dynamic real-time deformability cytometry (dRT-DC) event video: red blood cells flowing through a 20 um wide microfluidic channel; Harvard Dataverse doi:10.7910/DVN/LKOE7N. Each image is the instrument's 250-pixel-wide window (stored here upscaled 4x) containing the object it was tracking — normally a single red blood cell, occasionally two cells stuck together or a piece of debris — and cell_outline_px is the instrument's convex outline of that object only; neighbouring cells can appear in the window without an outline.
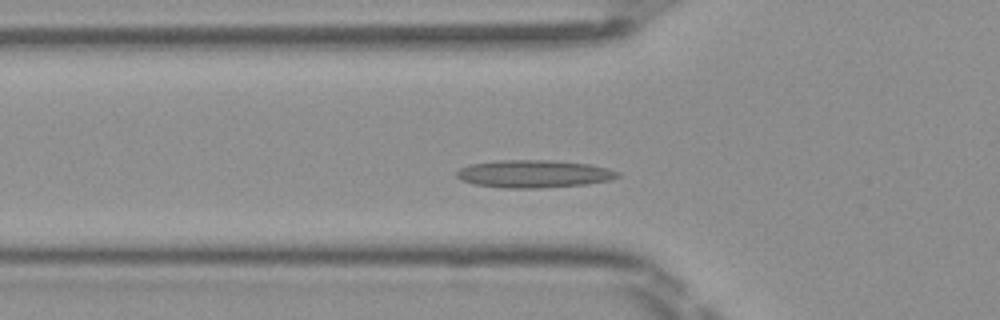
{"species": "Egyptian fruit bat (a non-hibernating species)", "species_latin": "Rousettus aegyptiacus", "temperature_condition": "room temperature", "stored_images_in_passage": 46, "camera_frame_rate_fps": 3000, "um_per_image_px": 0.085, "frame": {"image": 1, "passage_image": 12, "time_ms": 3.667, "image_size_px": [1000, 320], "cell_outline_px": [[620, 176], [608, 180], [588, 184], [540, 188], [504, 188], [476, 184], [460, 180], [456, 176], [456, 172], [460, 168], [472, 164], [500, 160], [552, 160], [588, 164], [608, 168], [620, 172]], "centroid_in_image_um": [45.39, 14.78], "position_along_channel_um": 80.4, "area_um2": 25.89}}
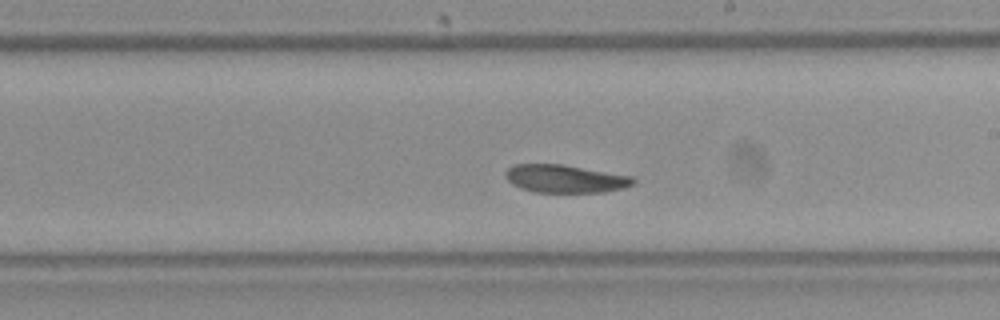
{"frame": {"image": 2, "passage_image": 24, "time_ms": 7.667, "image_size_px": [1000, 320], "cell_outline_px": [[636, 184], [624, 188], [604, 192], [536, 192], [520, 188], [512, 184], [504, 176], [504, 172], [512, 164], [564, 164], [632, 176], [636, 180]], "centroid_in_image_um": [48.05, 15.18], "position_along_channel_um": 241.0, "area_um2": 21.04}}
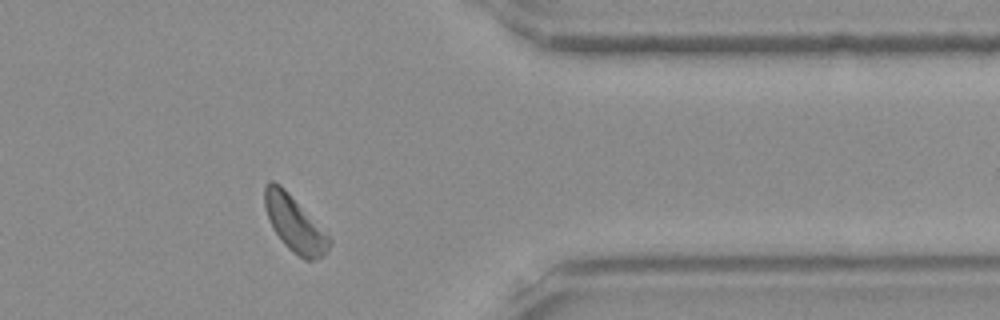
{"frame": {"image": 3, "passage_image": 36, "time_ms": 11.667, "image_size_px": [1000, 320], "cell_outline_px": [[332, 244], [324, 256], [316, 260], [304, 260], [292, 252], [284, 244], [272, 228], [268, 220], [264, 208], [264, 184], [268, 180], [272, 180], [280, 184], [288, 192], [332, 240]], "centroid_in_image_um": [25.0, 19.03], "position_along_channel_um": 386.4, "area_um2": 21.04}}